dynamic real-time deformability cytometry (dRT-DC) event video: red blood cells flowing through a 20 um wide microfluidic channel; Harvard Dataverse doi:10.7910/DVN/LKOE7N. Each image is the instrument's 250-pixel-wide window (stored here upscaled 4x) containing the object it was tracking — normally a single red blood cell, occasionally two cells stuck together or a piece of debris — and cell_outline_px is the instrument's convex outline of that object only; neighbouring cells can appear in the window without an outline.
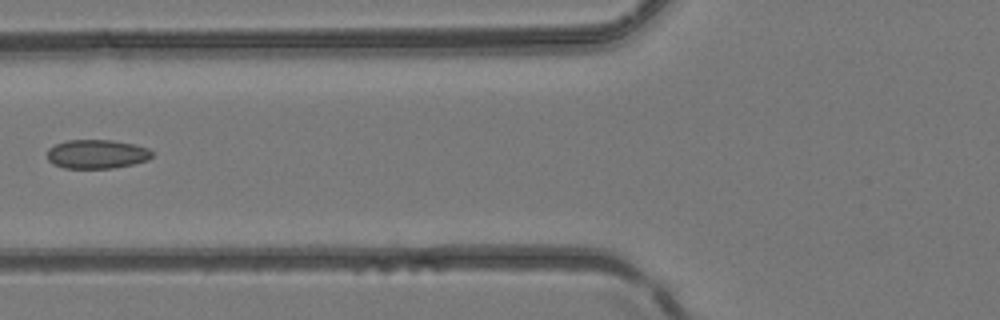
{"species": "common noctule bat (a hibernating species)", "species_latin": "Nyctalus noctula", "temperature_condition": "room temperature", "stored_images_in_passage": 6, "camera_frame_rate_fps": 3000, "um_per_image_px": 0.085, "animal": {"sex": "female", "body_mass_g": 24.6, "forearm_length_mm": 56.2}, "frame": {"image": 1, "passage_image": 6, "time_ms": 1.667, "image_size_px": [1000, 320], "cell_outline_px": [[152, 156], [148, 160], [132, 164], [112, 168], [64, 168], [52, 164], [48, 160], [48, 148], [56, 144], [68, 140], [112, 140], [136, 144], [148, 148], [152, 152]], "centroid_in_image_um": [8.23, 13.09], "position_along_channel_um": 117.6, "area_um2": 17.74}}